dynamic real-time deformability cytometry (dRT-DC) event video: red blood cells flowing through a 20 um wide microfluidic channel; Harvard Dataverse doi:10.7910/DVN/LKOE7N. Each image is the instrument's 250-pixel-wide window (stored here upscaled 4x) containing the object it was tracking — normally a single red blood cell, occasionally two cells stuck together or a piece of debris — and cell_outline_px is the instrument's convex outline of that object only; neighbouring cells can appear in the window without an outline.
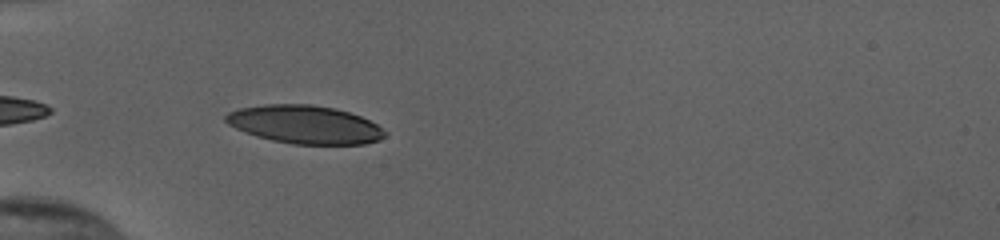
{"species": "human", "species_latin": "Homo sapiens", "temperature_condition": "cold", "stored_images_in_passage": 38, "camera_frame_rate_fps": 3000, "um_per_image_px": 0.085, "donor": {"sex": "female"}, "frame": {"image": 1, "passage_image": 2, "time_ms": 0.333, "image_size_px": [1000, 240], "cell_outline_px": [[388, 132], [380, 140], [364, 144], [292, 144], [272, 140], [256, 136], [236, 128], [228, 124], [224, 120], [224, 116], [228, 112], [240, 108], [264, 104], [312, 104], [336, 108], [360, 116], [376, 124]], "centroid_in_image_um": [25.91, 10.58], "position_along_channel_um": 59.1, "area_um2": 35.49}}
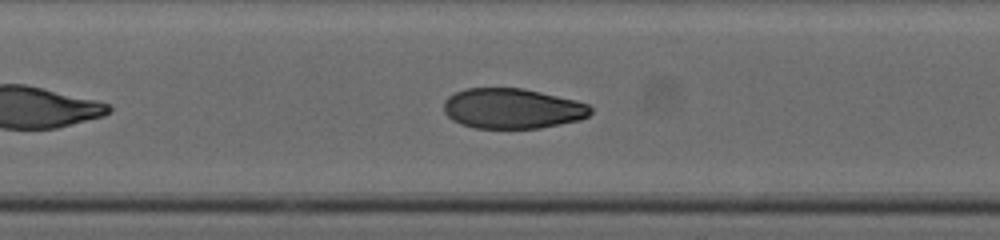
{"frame": {"image": 2, "passage_image": 11, "time_ms": 3.333, "image_size_px": [1000, 240], "cell_outline_px": [[592, 112], [588, 116], [580, 120], [540, 128], [476, 128], [460, 124], [452, 120], [444, 112], [444, 100], [448, 96], [464, 88], [520, 88], [540, 92], [576, 100], [588, 104], [592, 108]], "centroid_in_image_um": [43.54, 9.22], "position_along_channel_um": 163.9, "area_um2": 34.51}}
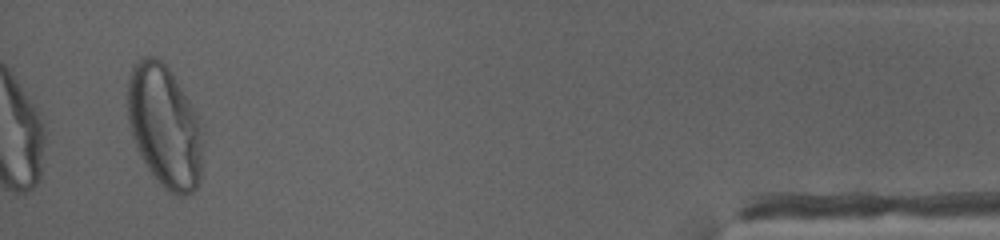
{"frame": {"image": 3, "passage_image": 36, "time_ms": 11.667, "image_size_px": [1000, 240], "cell_outline_px": [[200, 180], [196, 188], [192, 192], [184, 196], [176, 196], [168, 192], [152, 176], [136, 148], [132, 136], [128, 120], [128, 76], [132, 64], [144, 56], [156, 56], [168, 68], [196, 112], [200, 120]], "centroid_in_image_um": [13.95, 10.74], "position_along_channel_um": 421.3, "area_um2": 53.35}, "authors_computed_cell_mechanics": {"area_um2": 35.9805, "velocity_mm_per_s": 3.8437, "shape_relaxation_time_tau1_ms": 3.9294, "shape_relaxation_time_tau2_ms": 0.8238, "deformation_change_tau1": 0.1824, "deformation_change_tau2": 0.0537}}